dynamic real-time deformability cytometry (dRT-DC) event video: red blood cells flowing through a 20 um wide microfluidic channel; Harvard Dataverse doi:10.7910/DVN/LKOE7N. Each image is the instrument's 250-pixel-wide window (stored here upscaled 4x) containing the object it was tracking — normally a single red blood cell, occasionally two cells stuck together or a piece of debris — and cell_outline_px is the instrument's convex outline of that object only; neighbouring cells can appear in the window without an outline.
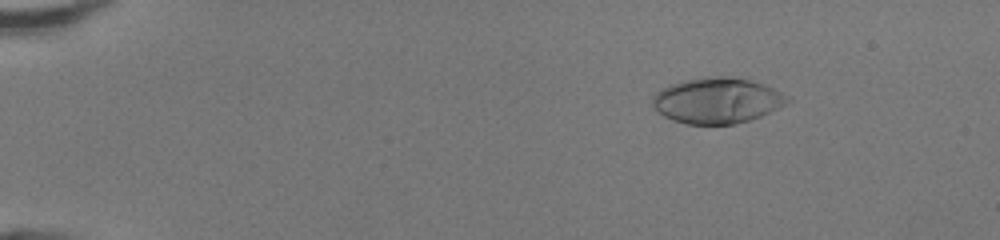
{"species": "human", "species_latin": "Homo sapiens", "temperature_condition": "room temperature", "stored_images_in_passage": 47, "camera_frame_rate_fps": 3000, "um_per_image_px": 0.085, "donor": {"sex": "female"}, "frame": {"image": 1, "passage_image": 6, "time_ms": 1.667, "image_size_px": [1000, 240], "cell_outline_px": [[792, 100], [760, 116], [736, 124], [688, 124], [672, 120], [656, 112], [652, 108], [652, 96], [660, 88], [672, 84], [688, 80], [720, 76], [724, 76], [748, 80], [764, 84], [792, 96]], "centroid_in_image_um": [60.94, 8.56], "position_along_channel_um": 24.1, "area_um2": 35.78}}
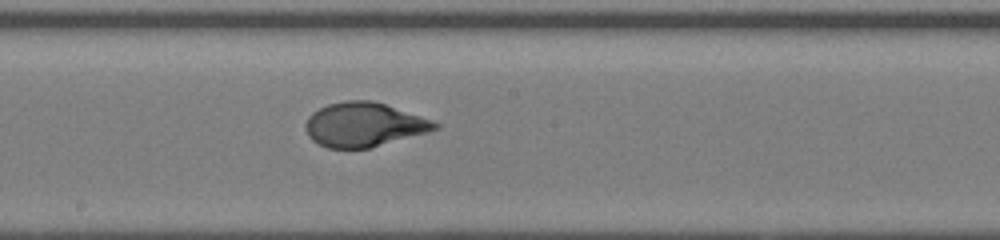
{"frame": {"image": 2, "passage_image": 27, "time_ms": 8.667, "image_size_px": [1000, 240], "cell_outline_px": [[440, 128], [428, 132], [368, 148], [328, 148], [312, 140], [308, 136], [304, 124], [308, 116], [312, 112], [328, 104], [344, 100], [372, 100], [432, 120], [440, 124]], "centroid_in_image_um": [30.91, 10.59], "position_along_channel_um": 217.3, "area_um2": 33.12}}
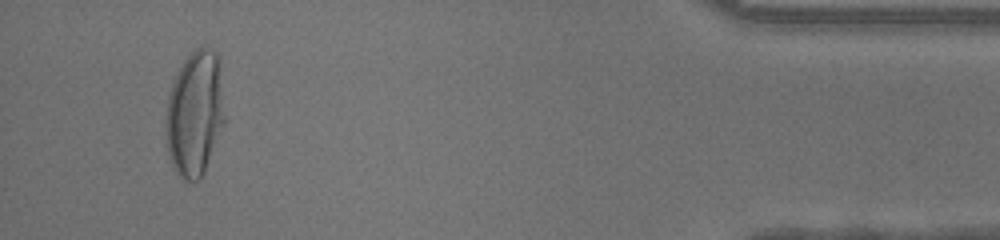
{"frame": {"image": 3, "passage_image": 45, "time_ms": 14.667, "image_size_px": [1000, 240], "cell_outline_px": [[224, 124], [204, 172], [200, 180], [184, 180], [176, 172], [168, 156], [164, 128], [168, 96], [172, 84], [184, 60], [196, 48], [204, 44], [216, 52], [220, 60], [224, 116]], "centroid_in_image_um": [16.55, 9.63], "position_along_channel_um": 418.6, "area_um2": 43.29}, "authors_computed_cell_mechanics": {"area_um2": 33.8708, "velocity_mm_per_s": 4.313, "shape_relaxation_time_tau1_ms": 4.0042, "shape_relaxation_time_tau2_ms": null, "deformation_change_tau1": 0.2356, "deformation_change_tau2": null}}